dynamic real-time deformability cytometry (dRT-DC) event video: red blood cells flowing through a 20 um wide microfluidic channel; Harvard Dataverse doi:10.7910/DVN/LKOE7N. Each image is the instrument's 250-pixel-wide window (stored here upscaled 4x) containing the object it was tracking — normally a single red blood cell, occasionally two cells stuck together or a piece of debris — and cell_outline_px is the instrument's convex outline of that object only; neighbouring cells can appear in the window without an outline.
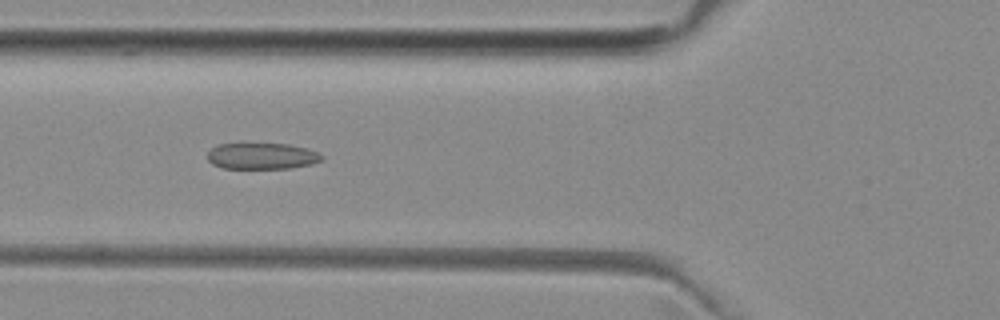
{"species": "common noctule bat (a hibernating species)", "species_latin": "Nyctalus noctula", "temperature_condition": "room temperature", "stored_images_in_passage": 36, "camera_frame_rate_fps": 3000, "um_per_image_px": 0.085, "animal": {"sex": "female", "body_mass_g": 29.2, "forearm_length_mm": 56.3}, "frame": {"image": 1, "passage_image": 4, "time_ms": 1.0, "image_size_px": [1000, 320], "cell_outline_px": [[324, 156], [320, 160], [312, 164], [292, 168], [224, 168], [212, 164], [208, 160], [208, 152], [216, 144], [288, 144], [308, 148]], "centroid_in_image_um": [22.26, 13.26], "position_along_channel_um": 103.5, "area_um2": 17.4}}
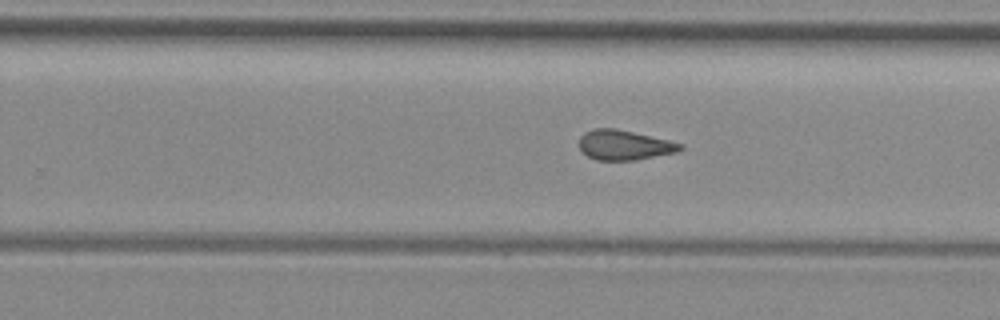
{"frame": {"image": 2, "passage_image": 17, "time_ms": 5.333, "image_size_px": [1000, 320], "cell_outline_px": [[684, 148], [676, 152], [636, 160], [596, 160], [588, 156], [580, 148], [580, 136], [584, 132], [592, 128], [616, 128], [668, 140], [684, 144]], "centroid_in_image_um": [53.06, 12.32], "position_along_channel_um": 276.7, "area_um2": 17.57}}
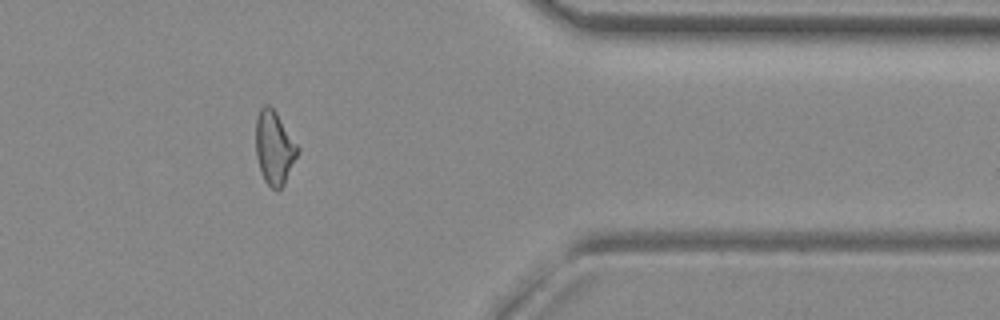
{"frame": {"image": 3, "passage_image": 27, "time_ms": 8.667, "image_size_px": [1000, 320], "cell_outline_px": [[300, 152], [284, 184], [276, 192], [264, 180], [260, 172], [256, 156], [256, 120], [260, 108], [264, 104], [268, 104], [276, 112], [300, 148]], "centroid_in_image_um": [23.32, 12.57], "position_along_channel_um": 388.1, "area_um2": 18.09}, "authors_computed_cell_mechanics": {"area_um2": 17.9758, "velocity_mm_per_s": 4.0065, "shape_relaxation_time_tau1_ms": null, "shape_relaxation_time_tau2_ms": 1.4808, "deformation_change_tau1": null, "deformation_change_tau2": 0.093}}